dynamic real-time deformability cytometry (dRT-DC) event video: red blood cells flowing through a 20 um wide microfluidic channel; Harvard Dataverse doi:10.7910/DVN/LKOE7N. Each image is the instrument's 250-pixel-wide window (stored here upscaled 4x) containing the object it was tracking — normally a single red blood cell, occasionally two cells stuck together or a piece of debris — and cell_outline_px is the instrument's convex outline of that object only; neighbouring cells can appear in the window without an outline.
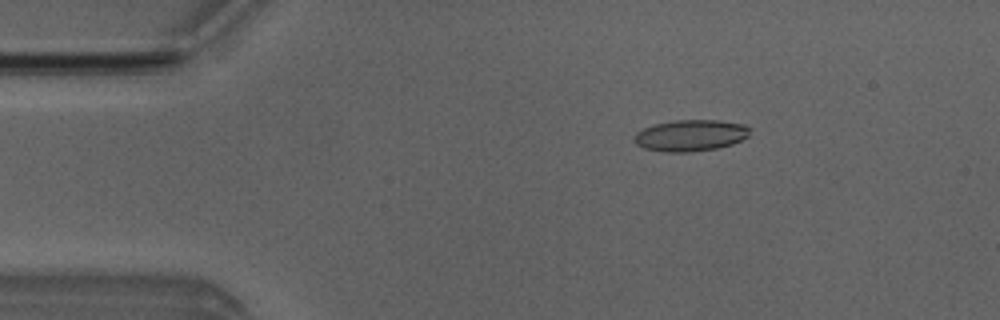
{"species": "Egyptian fruit bat (a non-hibernating species)", "species_latin": "Rousettus aegyptiacus", "temperature_condition": "room temperature", "stored_images_in_passage": 7, "camera_frame_rate_fps": 3000, "um_per_image_px": 0.085, "animal": {"sex": "male"}, "frame": {"image": 1, "passage_image": 3, "time_ms": 2.333, "image_size_px": [1000, 320], "cell_outline_px": [[752, 128], [748, 136], [732, 144], [716, 148], [688, 152], [664, 152], [644, 148], [636, 144], [632, 140], [632, 136], [636, 132], [644, 128], [656, 124], [676, 120], [716, 120], [744, 124]], "centroid_in_image_um": [58.68, 11.51], "position_along_channel_um": 26.3, "area_um2": 21.21}}
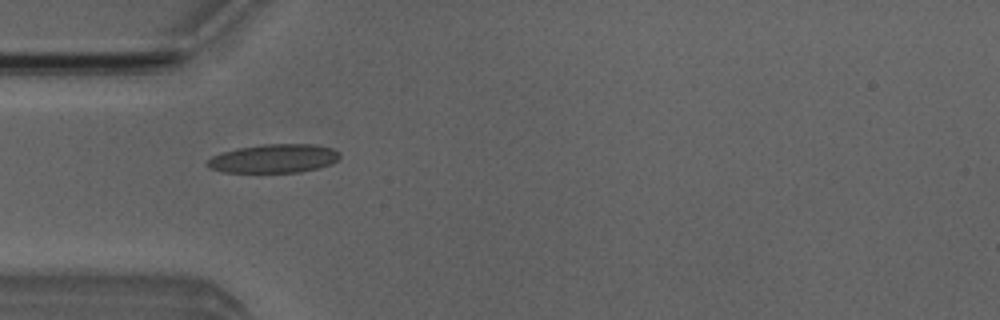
{"frame": {"image": 2, "passage_image": 5, "time_ms": 4.667, "image_size_px": [1000, 320], "cell_outline_px": [[340, 156], [336, 160], [328, 164], [316, 168], [300, 172], [224, 172], [208, 168], [204, 164], [212, 156], [220, 152], [260, 144], [312, 144], [332, 148], [340, 152]], "centroid_in_image_um": [23.22, 13.47], "position_along_channel_um": 61.8, "area_um2": 22.08}}